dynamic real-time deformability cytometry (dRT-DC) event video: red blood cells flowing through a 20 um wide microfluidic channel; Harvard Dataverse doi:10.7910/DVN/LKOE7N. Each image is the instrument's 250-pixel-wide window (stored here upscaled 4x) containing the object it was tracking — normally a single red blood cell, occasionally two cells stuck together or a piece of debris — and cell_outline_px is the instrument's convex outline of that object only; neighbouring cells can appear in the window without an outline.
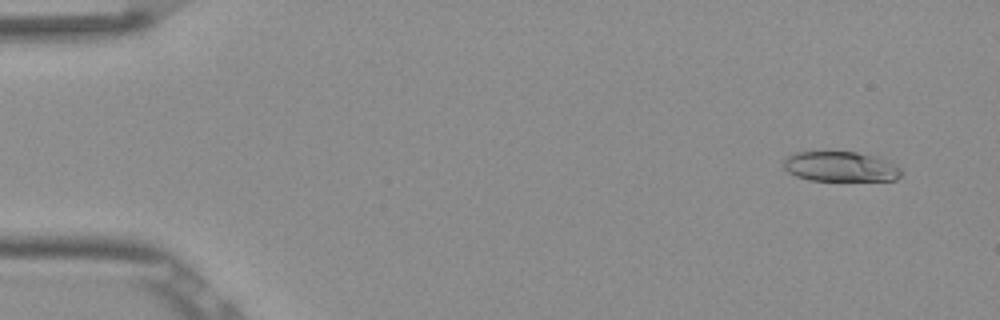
{"species": "Egyptian fruit bat (a non-hibernating species)", "species_latin": "Rousettus aegyptiacus", "temperature_condition": "room temperature", "stored_images_in_passage": 53, "camera_frame_rate_fps": 3000, "um_per_image_px": 0.085, "frame": {"image": 1, "passage_image": 4, "time_ms": 1.0, "image_size_px": [1000, 320], "cell_outline_px": [[904, 172], [896, 180], [808, 180], [796, 176], [788, 172], [784, 168], [784, 160], [788, 156], [796, 152], [856, 152], [876, 156], [888, 160], [896, 164]], "centroid_in_image_um": [71.49, 14.16], "position_along_channel_um": 13.5, "area_um2": 20.63}}
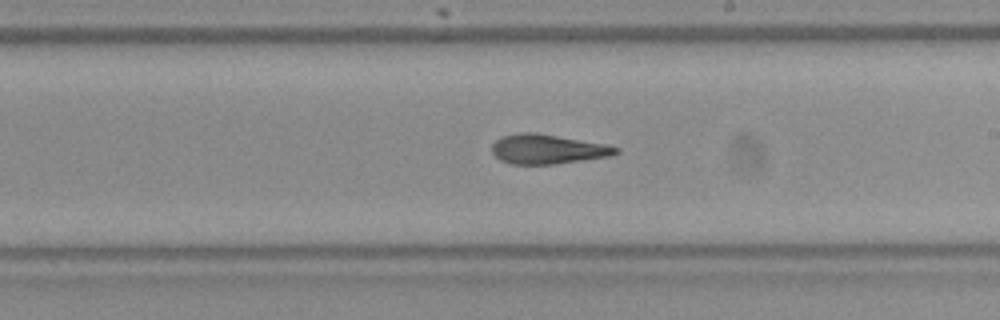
{"frame": {"image": 2, "passage_image": 31, "time_ms": 10.0, "image_size_px": [1000, 320], "cell_outline_px": [[620, 152], [612, 156], [552, 164], [512, 164], [500, 160], [492, 152], [492, 144], [500, 136], [520, 132], [536, 132], [608, 144], [620, 148]], "centroid_in_image_um": [46.57, 12.66], "position_along_channel_um": 242.4, "area_um2": 21.56}}
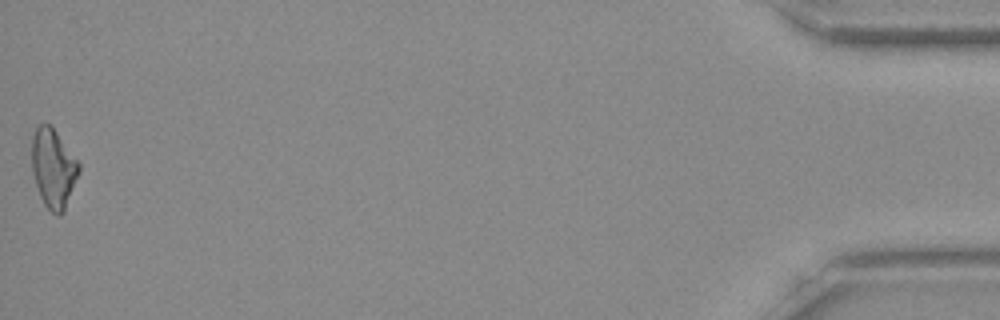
{"frame": {"image": 3, "passage_image": 53, "time_ms": 17.333, "image_size_px": [1000, 320], "cell_outline_px": [[80, 172], [64, 212], [60, 216], [56, 216], [44, 204], [40, 196], [32, 172], [32, 136], [36, 128], [40, 124], [52, 124], [80, 164]], "centroid_in_image_um": [4.54, 14.3], "position_along_channel_um": 430.7, "area_um2": 21.91}, "authors_computed_cell_mechanics": {"area_um2": 21.6172, "velocity_mm_per_s": 3.87, "shape_relaxation_time_tau1_ms": 5.1425, "shape_relaxation_time_tau2_ms": 2.7382, "deformation_change_tau1": 0.1693, "deformation_change_tau2": 0.1194}}